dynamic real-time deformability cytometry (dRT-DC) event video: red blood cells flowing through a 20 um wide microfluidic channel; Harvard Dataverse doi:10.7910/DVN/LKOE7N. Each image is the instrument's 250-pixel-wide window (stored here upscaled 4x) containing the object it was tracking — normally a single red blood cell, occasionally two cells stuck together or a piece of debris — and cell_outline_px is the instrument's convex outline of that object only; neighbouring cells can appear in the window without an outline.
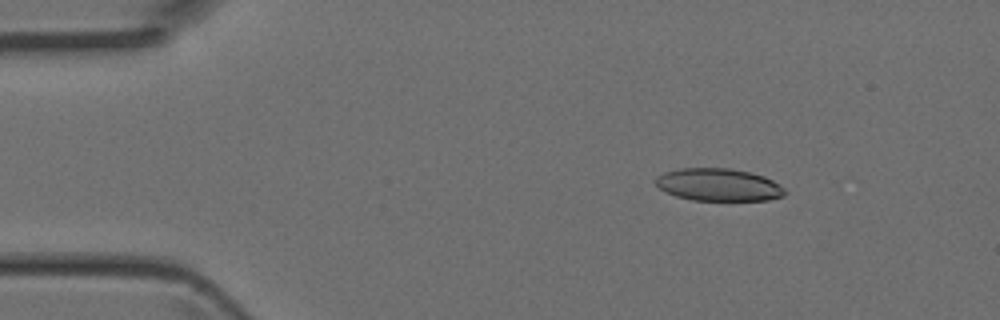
{"species": "Egyptian fruit bat (a non-hibernating species)", "species_latin": "Rousettus aegyptiacus", "temperature_condition": "room temperature", "stored_images_in_passage": 3, "camera_frame_rate_fps": 3000, "um_per_image_px": 0.085, "animal": {"sex": "female"}, "frame": {"image": 1, "passage_image": 2, "time_ms": 0.333, "image_size_px": [1000, 320], "cell_outline_px": [[788, 192], [784, 196], [768, 200], [692, 200], [676, 196], [660, 188], [656, 184], [656, 176], [664, 172], [680, 168], [728, 168], [748, 172], [764, 176], [772, 180], [784, 188]], "centroid_in_image_um": [61.09, 15.7], "position_along_channel_um": 23.9, "area_um2": 24.39}}